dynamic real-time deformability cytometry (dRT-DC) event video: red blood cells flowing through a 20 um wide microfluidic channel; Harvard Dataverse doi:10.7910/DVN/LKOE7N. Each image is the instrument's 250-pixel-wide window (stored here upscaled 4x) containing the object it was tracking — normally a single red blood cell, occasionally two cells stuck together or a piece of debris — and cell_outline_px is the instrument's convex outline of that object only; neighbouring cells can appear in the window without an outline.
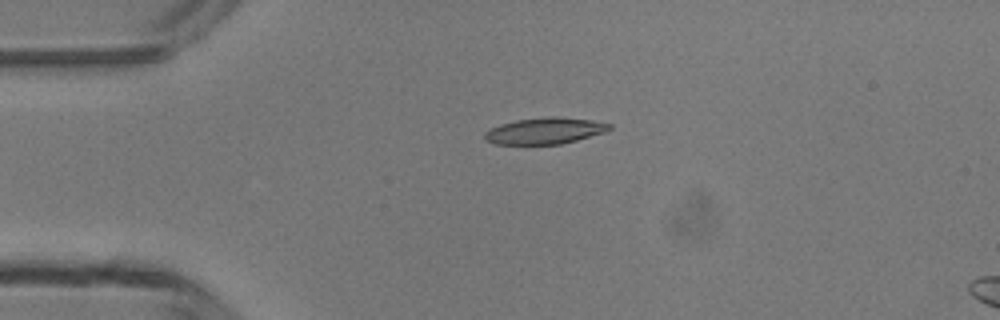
{"species": "common noctule bat (a hibernating species)", "species_latin": "Nyctalus noctula", "temperature_condition": "room temperature", "stored_images_in_passage": 5, "camera_frame_rate_fps": 3000, "um_per_image_px": 0.085, "animal": {"sex": "male", "body_mass_g": 13.3}, "frame": {"image": 1, "passage_image": 3, "time_ms": 2.333, "image_size_px": [1000, 320], "cell_outline_px": [[612, 128], [604, 132], [576, 140], [560, 144], [496, 144], [484, 140], [484, 132], [500, 124], [516, 120], [552, 116], [592, 120], [612, 124]], "centroid_in_image_um": [46.3, 11.12], "position_along_channel_um": 38.7, "area_um2": 19.02}}